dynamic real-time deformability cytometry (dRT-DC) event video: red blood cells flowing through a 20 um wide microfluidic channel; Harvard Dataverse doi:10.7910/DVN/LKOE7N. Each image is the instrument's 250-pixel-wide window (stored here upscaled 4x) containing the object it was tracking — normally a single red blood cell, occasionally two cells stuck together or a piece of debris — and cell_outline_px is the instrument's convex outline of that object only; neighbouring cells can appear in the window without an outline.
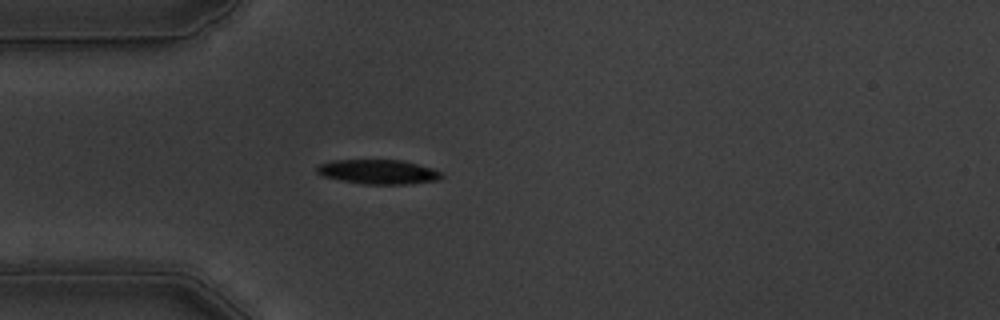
{"species": "common noctule bat (a hibernating species)", "species_latin": "Nyctalus noctula", "temperature_condition": "warm", "stored_images_in_passage": 41, "camera_frame_rate_fps": 3000, "um_per_image_px": 0.085, "animal": {"sex": "male", "body_mass_g": 19.5, "forearm_length_mm": 54.6}, "frame": {"image": 1, "passage_image": 1, "time_ms": 0.0, "image_size_px": [1000, 320], "cell_outline_px": [[444, 176], [440, 180], [412, 184], [364, 184], [324, 176], [316, 172], [316, 168], [320, 164], [332, 160], [400, 160], [432, 168], [440, 172]], "centroid_in_image_um": [32.19, 14.61], "position_along_channel_um": 52.8, "area_um2": 17.63}}
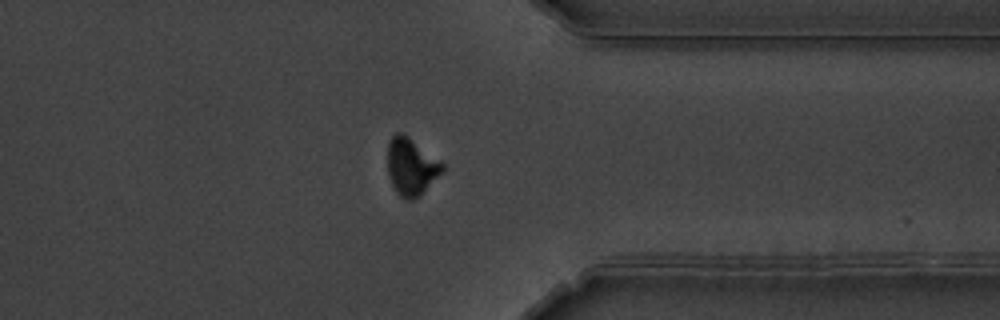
{"frame": {"image": 2, "passage_image": 29, "time_ms": 9.333, "image_size_px": [1000, 320], "cell_outline_px": [[444, 172], [420, 196], [412, 200], [404, 200], [396, 192], [388, 176], [388, 140], [396, 132], [404, 132], [440, 160], [444, 164]], "centroid_in_image_um": [34.97, 14.16], "position_along_channel_um": 376.4, "area_um2": 18.73}}
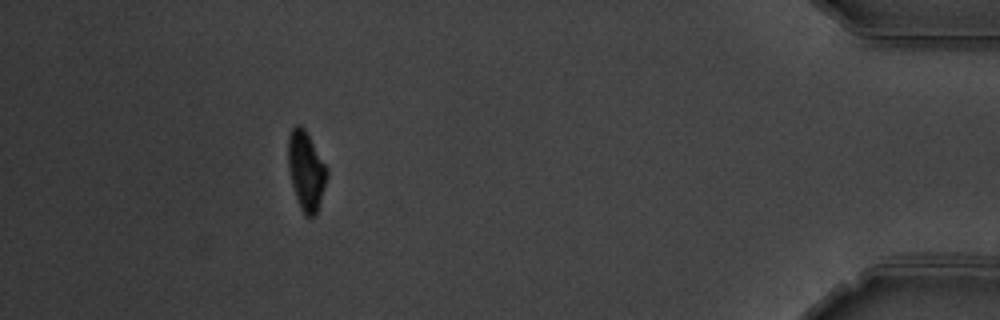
{"frame": {"image": 3, "passage_image": 36, "time_ms": 11.667, "image_size_px": [1000, 320], "cell_outline_px": [[328, 176], [316, 216], [304, 216], [300, 208], [292, 184], [288, 164], [288, 136], [292, 128], [296, 124], [300, 124], [304, 128], [328, 168]], "centroid_in_image_um": [26.03, 14.51], "position_along_channel_um": 409.2, "area_um2": 17.86}, "authors_computed_cell_mechanics": {"area_um2": 18.496, "velocity_mm_per_s": 3.6064, "shape_relaxation_time_tau1_ms": 3.2243, "shape_relaxation_time_tau2_ms": 1.4691, "deformation_change_tau1": 0.1607, "deformation_change_tau2": 0.0625}}